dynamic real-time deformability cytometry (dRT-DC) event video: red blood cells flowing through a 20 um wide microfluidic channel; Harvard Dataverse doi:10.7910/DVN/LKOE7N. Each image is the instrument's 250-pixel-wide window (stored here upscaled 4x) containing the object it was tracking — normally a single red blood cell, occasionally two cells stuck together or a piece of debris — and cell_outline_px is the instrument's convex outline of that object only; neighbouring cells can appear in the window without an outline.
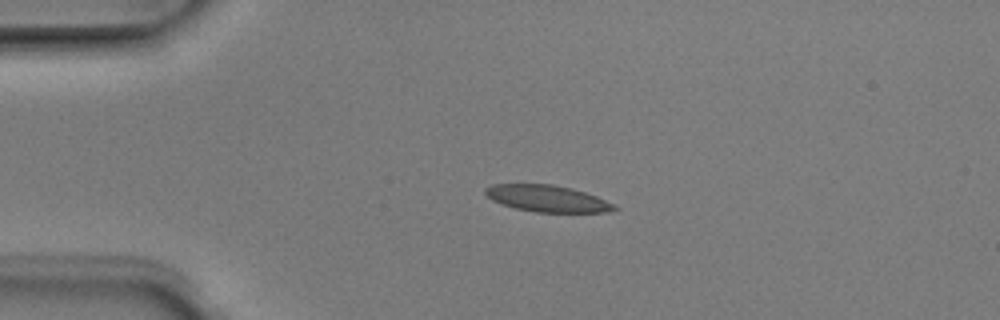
{"species": "Egyptian fruit bat (a non-hibernating species)", "species_latin": "Rousettus aegyptiacus", "temperature_condition": "room temperature", "stored_images_in_passage": 4, "camera_frame_rate_fps": 3000, "um_per_image_px": 0.085, "animal": {"sex": "male"}, "frame": {"image": 1, "passage_image": 3, "time_ms": 0.667, "image_size_px": [1000, 320], "cell_outline_px": [[620, 208], [604, 212], [536, 212], [516, 208], [492, 200], [484, 192], [484, 188], [492, 184], [552, 184], [572, 188], [596, 196], [616, 204]], "centroid_in_image_um": [46.54, 16.87], "position_along_channel_um": 38.5, "area_um2": 19.94}}